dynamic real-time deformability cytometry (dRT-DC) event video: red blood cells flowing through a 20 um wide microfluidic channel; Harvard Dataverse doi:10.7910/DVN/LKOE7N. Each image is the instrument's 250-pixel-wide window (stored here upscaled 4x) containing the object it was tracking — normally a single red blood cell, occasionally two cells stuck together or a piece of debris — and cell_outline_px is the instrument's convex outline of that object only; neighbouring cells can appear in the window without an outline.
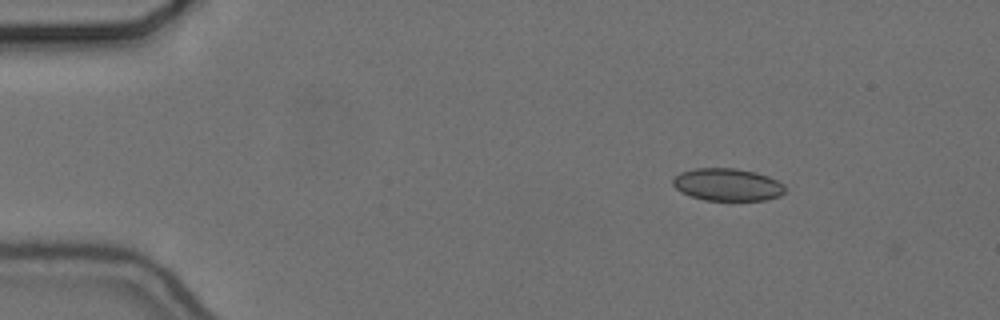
{"species": "common noctule bat (a hibernating species)", "species_latin": "Nyctalus noctula", "temperature_condition": "cold", "stored_images_in_passage": 49, "camera_frame_rate_fps": 3000, "um_per_image_px": 0.085, "animal": {"sex": "female", "body_mass_g": 24.6, "forearm_length_mm": 56.2}, "frame": {"image": 1, "passage_image": 1, "time_ms": 0.0, "image_size_px": [1000, 320], "cell_outline_px": [[784, 192], [780, 196], [764, 200], [704, 200], [680, 192], [672, 184], [672, 180], [680, 172], [696, 168], [736, 168], [756, 172], [768, 176], [784, 184]], "centroid_in_image_um": [61.82, 15.69], "position_along_channel_um": 23.2, "area_um2": 21.21}}
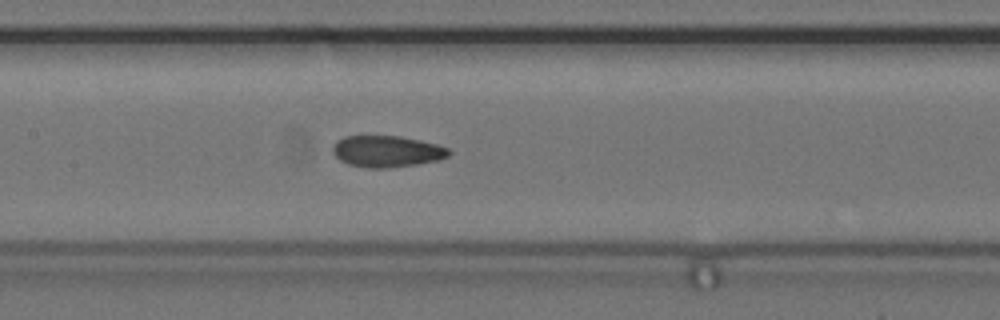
{"frame": {"image": 2, "passage_image": 20, "time_ms": 6.333, "image_size_px": [1000, 320], "cell_outline_px": [[452, 152], [448, 156], [440, 160], [416, 164], [384, 168], [368, 168], [348, 164], [340, 160], [332, 152], [332, 148], [336, 140], [344, 136], [400, 136], [420, 140], [436, 144], [448, 148]], "centroid_in_image_um": [32.88, 12.86], "position_along_channel_um": 174.5, "area_um2": 21.33}}
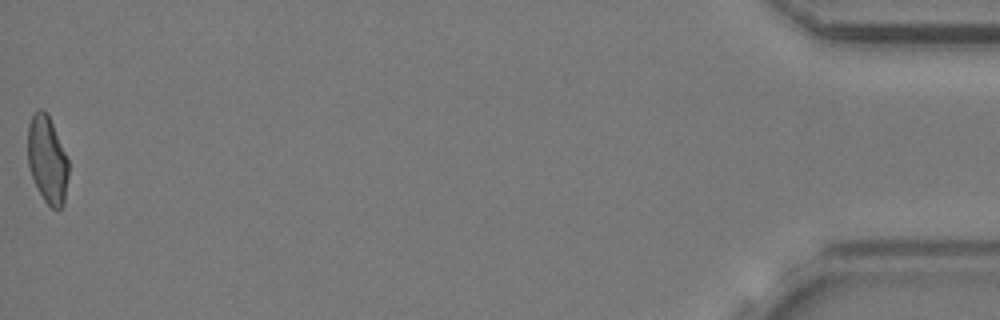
{"frame": {"image": 3, "passage_image": 49, "time_ms": 16.0, "image_size_px": [1000, 320], "cell_outline_px": [[68, 176], [64, 204], [60, 208], [52, 208], [44, 200], [32, 176], [28, 164], [28, 124], [32, 112], [40, 108], [48, 112], [68, 160]], "centroid_in_image_um": [4.02, 13.51], "position_along_channel_um": 431.2, "area_um2": 20.69}, "authors_computed_cell_mechanics": {"area_um2": 21.6172, "velocity_mm_per_s": 3.6801, "shape_relaxation_time_tau1_ms": 4.6457, "shape_relaxation_time_tau2_ms": 4.3572, "deformation_change_tau1": 0.0958, "deformation_change_tau2": 0.1313}}